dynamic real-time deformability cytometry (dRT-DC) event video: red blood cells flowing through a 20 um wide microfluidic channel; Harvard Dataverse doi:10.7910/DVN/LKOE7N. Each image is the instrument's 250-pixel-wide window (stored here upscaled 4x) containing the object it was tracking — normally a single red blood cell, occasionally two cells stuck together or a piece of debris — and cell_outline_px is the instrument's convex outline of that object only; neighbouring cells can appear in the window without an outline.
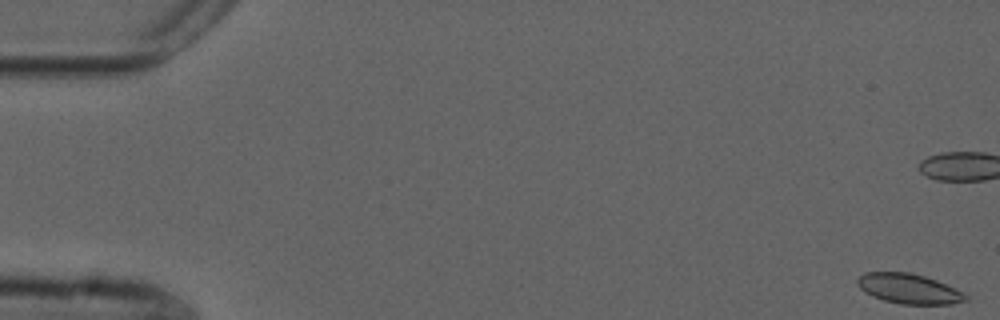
{"species": "common noctule bat (a hibernating species)", "species_latin": "Nyctalus noctula", "temperature_condition": "cold", "stored_images_in_passage": 10, "camera_frame_rate_fps": 3000, "um_per_image_px": 0.085, "animal": {"sex": "male", "forearm_length_mm": 52.5}, "frame": {"image": 1, "passage_image": 1, "time_ms": 0.0, "image_size_px": [1000, 320], "cell_outline_px": [[968, 300], [952, 304], [900, 304], [884, 300], [872, 296], [860, 288], [856, 284], [856, 280], [864, 272], [908, 272], [924, 276], [936, 280], [964, 292], [968, 296]], "centroid_in_image_um": [77.26, 24.54], "position_along_channel_um": 7.7, "area_um2": 18.9}}